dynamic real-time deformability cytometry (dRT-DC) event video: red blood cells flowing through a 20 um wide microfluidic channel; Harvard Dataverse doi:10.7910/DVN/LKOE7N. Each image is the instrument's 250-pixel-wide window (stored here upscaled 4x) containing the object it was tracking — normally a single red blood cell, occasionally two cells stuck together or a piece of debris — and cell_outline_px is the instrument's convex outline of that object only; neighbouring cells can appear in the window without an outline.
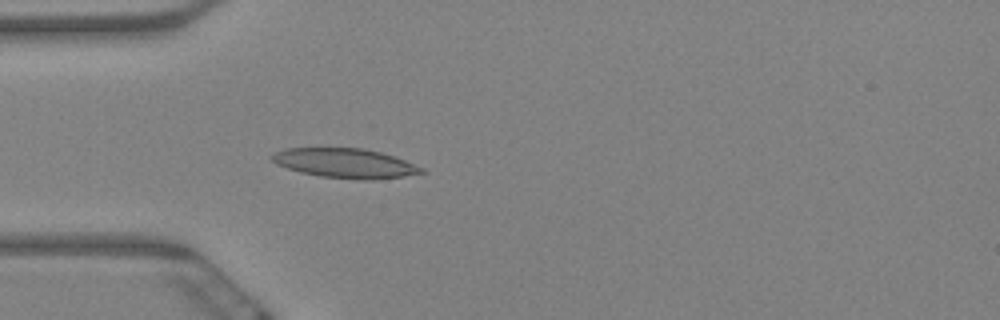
{"species": "Egyptian fruit bat (a non-hibernating species)", "species_latin": "Rousettus aegyptiacus", "temperature_condition": "warm", "stored_images_in_passage": 6, "camera_frame_rate_fps": 3000, "um_per_image_px": 0.085, "animal": {"sex": "female"}, "frame": {"image": 1, "passage_image": 6, "time_ms": 1.667, "image_size_px": [1000, 320], "cell_outline_px": [[428, 172], [404, 176], [372, 180], [360, 180], [320, 176], [300, 172], [276, 164], [268, 160], [268, 156], [284, 148], [360, 148], [380, 152], [404, 160], [424, 168]], "centroid_in_image_um": [29.3, 13.88], "position_along_channel_um": 55.7, "area_um2": 25.84}}